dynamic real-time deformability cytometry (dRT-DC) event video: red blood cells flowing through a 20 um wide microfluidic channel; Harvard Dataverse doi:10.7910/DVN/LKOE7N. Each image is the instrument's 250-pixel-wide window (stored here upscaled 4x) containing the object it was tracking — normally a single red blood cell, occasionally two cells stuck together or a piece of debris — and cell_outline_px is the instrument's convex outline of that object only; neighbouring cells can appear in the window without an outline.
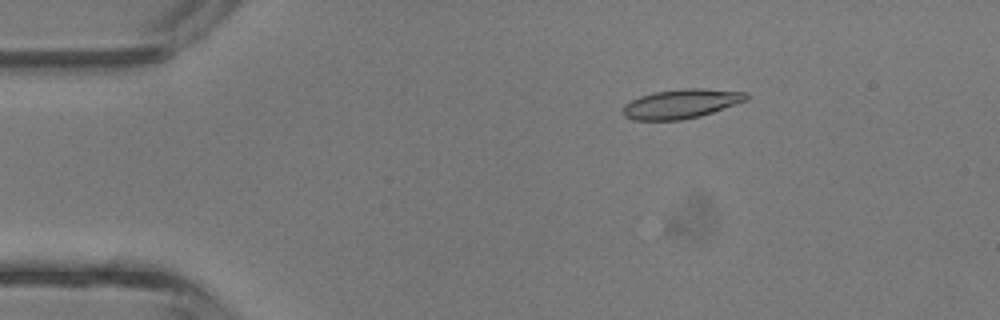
{"species": "common noctule bat (a hibernating species)", "species_latin": "Nyctalus noctula", "temperature_condition": "room temperature", "stored_images_in_passage": 42, "camera_frame_rate_fps": 3000, "um_per_image_px": 0.085, "animal": {"sex": "male", "body_mass_g": 13.3}, "frame": {"image": 1, "passage_image": 7, "time_ms": 2.0, "image_size_px": [1000, 320], "cell_outline_px": [[748, 100], [700, 116], [680, 120], [632, 120], [624, 116], [624, 104], [640, 96], [652, 92], [684, 88], [700, 88], [748, 92]], "centroid_in_image_um": [57.91, 8.81], "position_along_channel_um": 27.1, "area_um2": 21.04}}
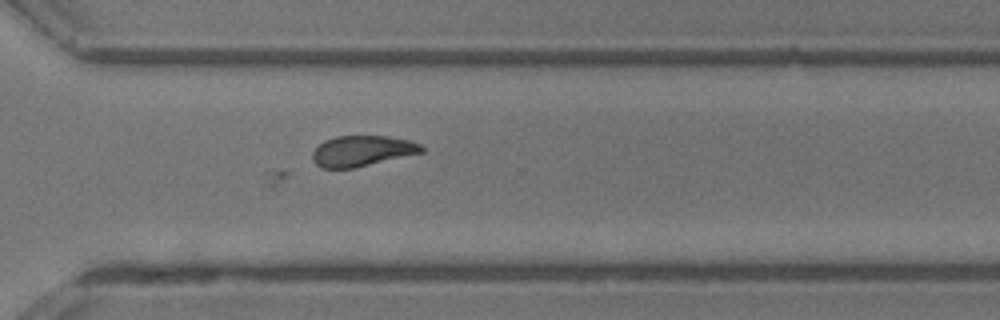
{"frame": {"image": 2, "passage_image": 30, "time_ms": 9.667, "image_size_px": [1000, 320], "cell_outline_px": [[424, 152], [352, 168], [320, 168], [316, 164], [312, 156], [312, 152], [324, 140], [336, 136], [388, 136], [408, 140], [420, 144], [424, 148]], "centroid_in_image_um": [30.77, 12.82], "position_along_channel_um": 339.8, "area_um2": 19.31}}
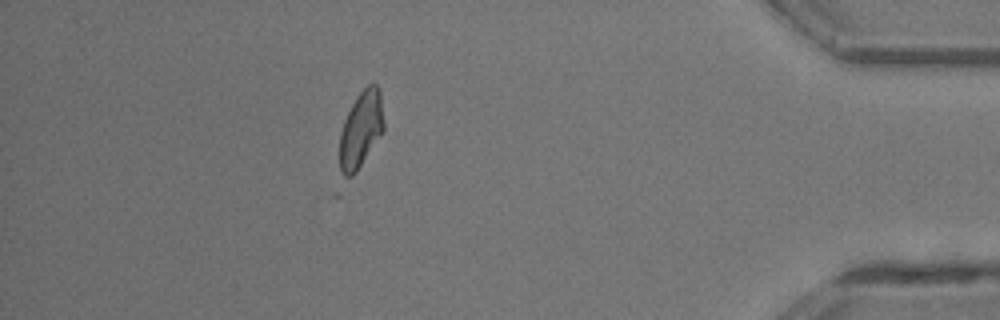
{"frame": {"image": 3, "passage_image": 37, "time_ms": 12.0, "image_size_px": [1000, 320], "cell_outline_px": [[384, 132], [356, 172], [352, 176], [344, 180], [340, 172], [340, 132], [344, 120], [356, 96], [372, 80], [380, 88], [384, 124]], "centroid_in_image_um": [30.69, 11.01], "position_along_channel_um": 404.5, "area_um2": 20.06}, "authors_computed_cell_mechanics": {"area_um2": 19.2474, "velocity_mm_per_s": 4.8389, "shape_relaxation_time_tau1_ms": 1.2096, "shape_relaxation_time_tau2_ms": null, "deformation_change_tau1": 0.052, "deformation_change_tau2": null}}